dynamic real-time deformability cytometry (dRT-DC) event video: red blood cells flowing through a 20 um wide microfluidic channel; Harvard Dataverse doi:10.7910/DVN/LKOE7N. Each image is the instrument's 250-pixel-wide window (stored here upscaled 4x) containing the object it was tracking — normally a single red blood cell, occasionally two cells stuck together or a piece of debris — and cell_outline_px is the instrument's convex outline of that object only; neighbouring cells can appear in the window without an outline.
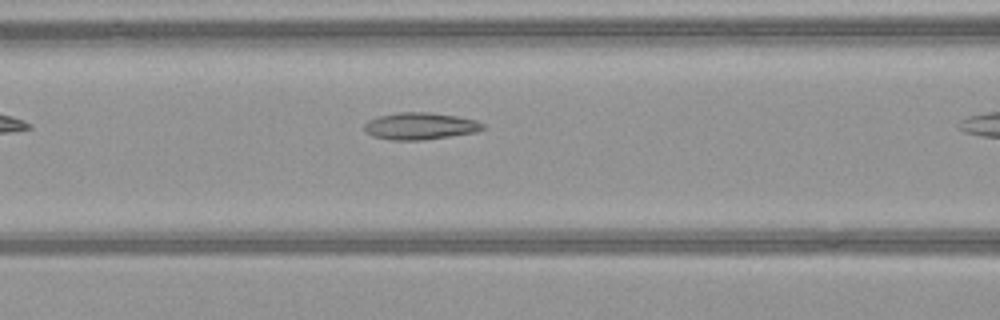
{"species": "common noctule bat (a hibernating species)", "species_latin": "Nyctalus noctula", "temperature_condition": "warm", "stored_images_in_passage": 8, "camera_frame_rate_fps": 3000, "um_per_image_px": 0.085, "animal": {"sex": "female", "body_mass_g": 21.9}, "frame": {"image": 1, "passage_image": 7, "time_ms": 2.0, "image_size_px": [1000, 320], "cell_outline_px": [[484, 128], [476, 132], [424, 140], [392, 140], [372, 136], [364, 132], [364, 124], [368, 120], [380, 116], [396, 112], [428, 112], [456, 116], [476, 120], [484, 124]], "centroid_in_image_um": [35.68, 10.72], "position_along_channel_um": 130.9, "area_um2": 18.67}}